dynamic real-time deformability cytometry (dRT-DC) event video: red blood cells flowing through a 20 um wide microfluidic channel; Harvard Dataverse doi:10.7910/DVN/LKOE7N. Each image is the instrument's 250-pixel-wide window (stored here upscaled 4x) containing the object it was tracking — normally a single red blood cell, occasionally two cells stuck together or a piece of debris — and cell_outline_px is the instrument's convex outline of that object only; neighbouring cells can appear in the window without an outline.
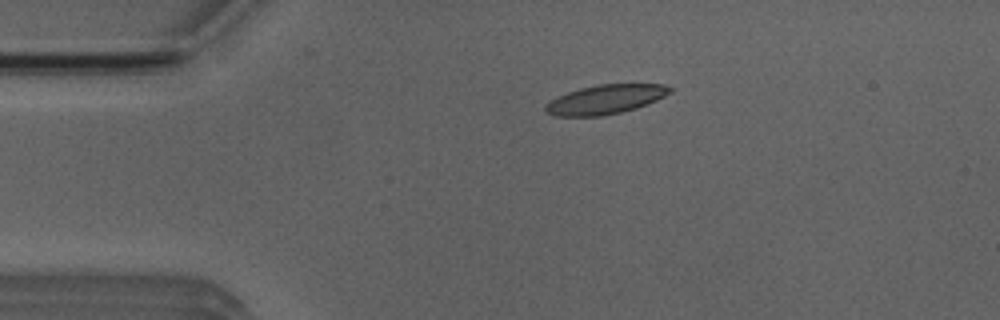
{"species": "Egyptian fruit bat (a non-hibernating species)", "species_latin": "Rousettus aegyptiacus", "temperature_condition": "room temperature", "stored_images_in_passage": 4, "camera_frame_rate_fps": 3000, "um_per_image_px": 0.085, "animal": {"sex": "male"}, "frame": {"image": 1, "passage_image": 3, "time_ms": 2.333, "image_size_px": [1000, 320], "cell_outline_px": [[676, 88], [672, 92], [656, 100], [636, 108], [604, 116], [556, 116], [544, 112], [544, 108], [548, 100], [568, 92], [580, 88], [596, 84], [664, 84]], "centroid_in_image_um": [51.46, 8.44], "position_along_channel_um": 33.5, "area_um2": 21.39}}